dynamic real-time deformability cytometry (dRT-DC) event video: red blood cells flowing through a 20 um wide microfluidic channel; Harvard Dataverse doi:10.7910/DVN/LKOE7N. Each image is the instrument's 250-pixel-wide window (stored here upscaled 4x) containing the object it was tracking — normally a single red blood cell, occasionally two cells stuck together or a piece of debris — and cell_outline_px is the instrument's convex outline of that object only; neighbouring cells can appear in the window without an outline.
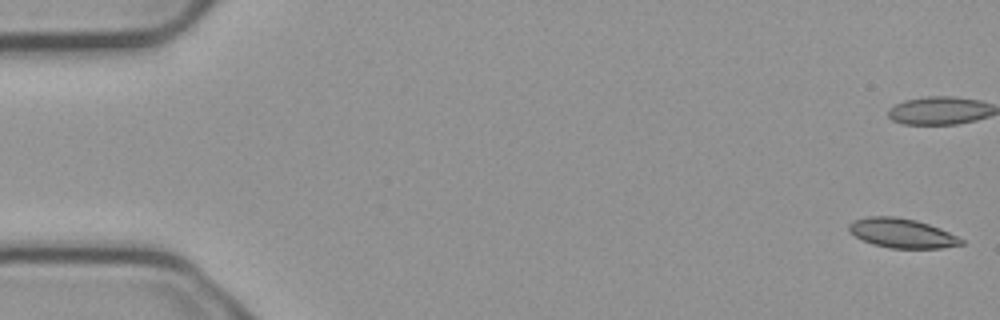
{"species": "common noctule bat (a hibernating species)", "species_latin": "Nyctalus noctula", "temperature_condition": "cold", "stored_images_in_passage": 5, "camera_frame_rate_fps": 3000, "um_per_image_px": 0.085, "animal": {"sex": "male", "body_mass_g": 23.1, "forearm_length_mm": 52.7}, "frame": {"image": 1, "passage_image": 1, "time_ms": 0.0, "image_size_px": [1000, 320], "cell_outline_px": [[964, 244], [940, 248], [892, 248], [872, 244], [856, 236], [848, 228], [848, 224], [852, 220], [868, 216], [896, 216], [916, 220], [940, 228], [964, 240]], "centroid_in_image_um": [76.65, 19.81], "position_along_channel_um": 8.3, "area_um2": 19.13}}